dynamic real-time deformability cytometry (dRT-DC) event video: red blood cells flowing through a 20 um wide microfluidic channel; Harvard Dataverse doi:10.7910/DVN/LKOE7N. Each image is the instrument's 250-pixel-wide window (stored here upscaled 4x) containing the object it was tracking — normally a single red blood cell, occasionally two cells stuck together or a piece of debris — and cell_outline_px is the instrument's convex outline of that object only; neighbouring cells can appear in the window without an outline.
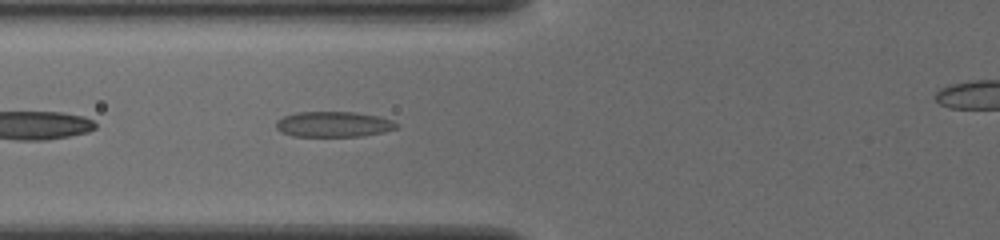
{"species": "common noctule bat (a hibernating species)", "species_latin": "Nyctalus noctula", "temperature_condition": "cold", "stored_images_in_passage": 33, "camera_frame_rate_fps": 3000, "um_per_image_px": 0.085, "animal": {"sex": "female", "body_mass_g": 19.5, "forearm_length_mm": 54.1}, "frame": {"image": 1, "passage_image": 4, "time_ms": 1.0, "image_size_px": [1000, 240], "cell_outline_px": [[400, 124], [396, 128], [384, 132], [360, 136], [292, 136], [280, 132], [276, 128], [276, 120], [284, 116], [296, 112], [356, 112], [380, 116], [392, 120]], "centroid_in_image_um": [28.35, 10.56], "position_along_channel_um": 97.4, "area_um2": 18.03}}
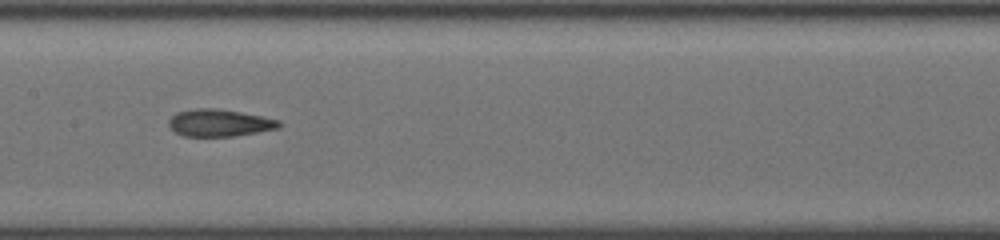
{"frame": {"image": 2, "passage_image": 11, "time_ms": 3.333, "image_size_px": [1000, 240], "cell_outline_px": [[284, 124], [280, 128], [236, 136], [184, 136], [176, 132], [168, 124], [168, 120], [176, 112], [192, 108], [216, 108], [240, 112], [280, 120]], "centroid_in_image_um": [18.67, 10.44], "position_along_channel_um": 188.7, "area_um2": 17.57}}
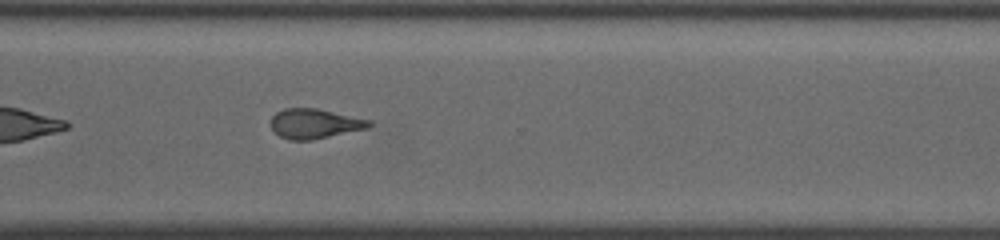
{"frame": {"image": 3, "passage_image": 23, "time_ms": 7.333, "image_size_px": [1000, 240], "cell_outline_px": [[372, 124], [368, 128], [312, 140], [288, 140], [280, 136], [272, 128], [272, 116], [276, 112], [284, 108], [316, 108], [372, 120]], "centroid_in_image_um": [26.76, 10.51], "position_along_channel_um": 343.8, "area_um2": 16.99}}